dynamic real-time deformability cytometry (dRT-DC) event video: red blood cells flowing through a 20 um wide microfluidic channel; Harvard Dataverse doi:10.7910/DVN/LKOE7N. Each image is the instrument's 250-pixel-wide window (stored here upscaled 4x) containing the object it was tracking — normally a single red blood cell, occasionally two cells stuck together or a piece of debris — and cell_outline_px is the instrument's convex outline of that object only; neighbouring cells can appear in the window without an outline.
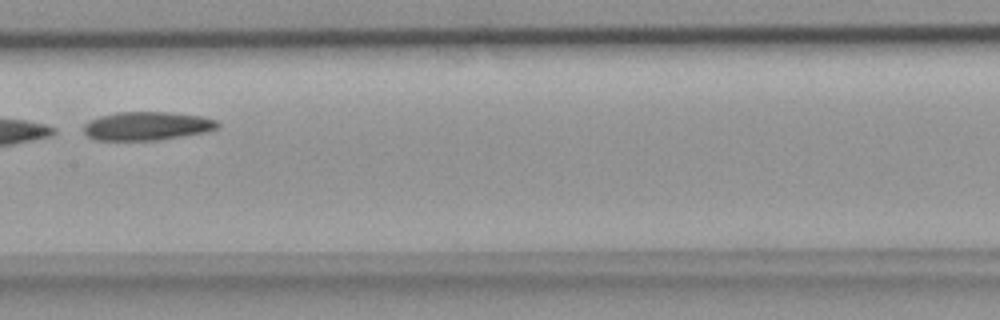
{"species": "common noctule bat (a hibernating species)", "species_latin": "Nyctalus noctula", "temperature_condition": "room temperature", "stored_images_in_passage": 5, "camera_frame_rate_fps": 3000, "um_per_image_px": 0.085, "animal": {"sex": "female", "body_mass_g": 18.4}, "frame": {"image": 1, "passage_image": 5, "time_ms": 1.333, "image_size_px": [1000, 320], "cell_outline_px": [[220, 124], [216, 128], [204, 132], [156, 140], [96, 140], [88, 136], [84, 132], [84, 124], [88, 120], [100, 116], [116, 112], [168, 112], [200, 116], [216, 120]], "centroid_in_image_um": [12.44, 10.7], "position_along_channel_um": 195.0, "area_um2": 22.08}}